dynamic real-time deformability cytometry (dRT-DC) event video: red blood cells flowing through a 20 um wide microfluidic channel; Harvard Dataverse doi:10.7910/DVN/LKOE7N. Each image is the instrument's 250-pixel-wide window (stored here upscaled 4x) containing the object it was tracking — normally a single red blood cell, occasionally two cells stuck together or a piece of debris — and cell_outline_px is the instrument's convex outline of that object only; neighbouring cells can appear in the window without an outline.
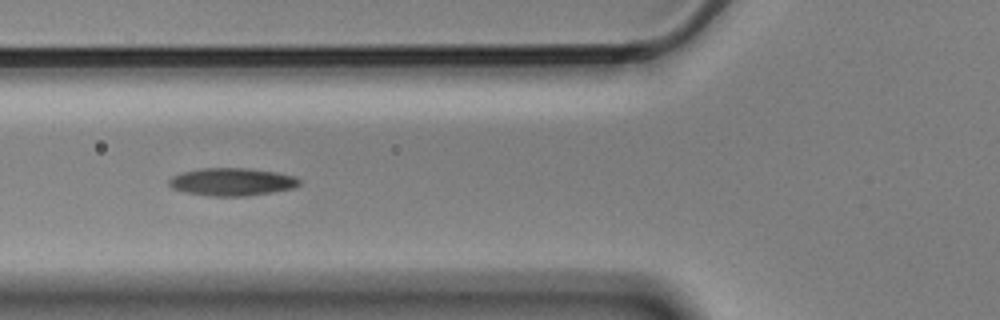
{"species": "Egyptian fruit bat (a non-hibernating species)", "species_latin": "Rousettus aegyptiacus", "temperature_condition": "cold", "stored_images_in_passage": 14, "camera_frame_rate_fps": 3000, "um_per_image_px": 0.085, "animal": {"sex": "male"}, "frame": {"image": 1, "passage_image": 4, "time_ms": 1.0, "image_size_px": [1000, 320], "cell_outline_px": [[300, 184], [292, 188], [248, 196], [208, 196], [188, 192], [172, 188], [168, 184], [168, 180], [172, 176], [184, 172], [200, 168], [252, 168], [276, 172], [296, 176], [300, 180]], "centroid_in_image_um": [19.72, 15.45], "position_along_channel_um": 106.1, "area_um2": 21.04}}
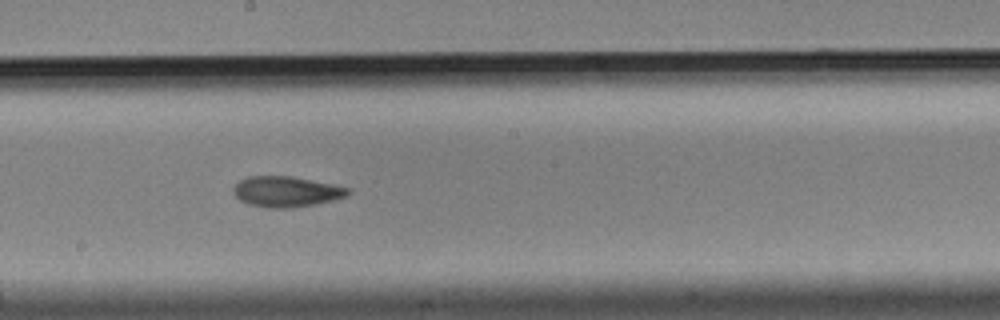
{"frame": {"image": 2, "passage_image": 7, "time_ms": 2.0, "image_size_px": [1000, 320], "cell_outline_px": [[352, 192], [348, 196], [332, 200], [292, 208], [268, 208], [248, 204], [240, 200], [232, 192], [232, 188], [240, 180], [248, 176], [292, 176], [332, 184], [348, 188]], "centroid_in_image_um": [24.31, 16.29], "position_along_channel_um": 223.9, "area_um2": 20.4}}
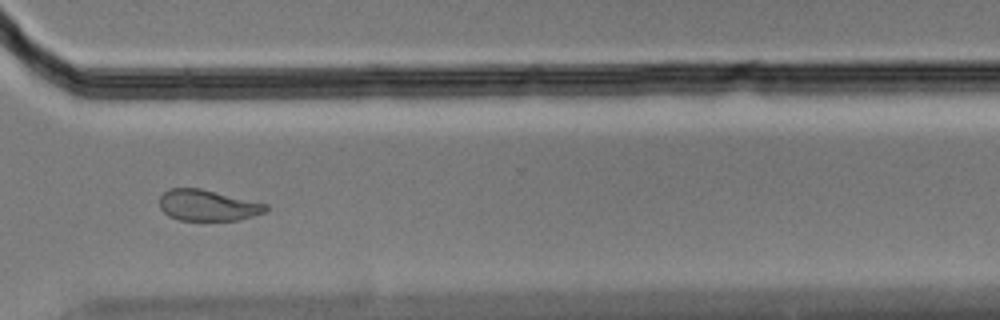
{"frame": {"image": 3, "passage_image": 10, "time_ms": 3.0, "image_size_px": [1000, 320], "cell_outline_px": [[268, 212], [240, 220], [180, 220], [168, 216], [160, 208], [160, 196], [168, 188], [200, 188], [268, 204]], "centroid_in_image_um": [17.68, 17.46], "position_along_channel_um": 352.9, "area_um2": 19.36}}